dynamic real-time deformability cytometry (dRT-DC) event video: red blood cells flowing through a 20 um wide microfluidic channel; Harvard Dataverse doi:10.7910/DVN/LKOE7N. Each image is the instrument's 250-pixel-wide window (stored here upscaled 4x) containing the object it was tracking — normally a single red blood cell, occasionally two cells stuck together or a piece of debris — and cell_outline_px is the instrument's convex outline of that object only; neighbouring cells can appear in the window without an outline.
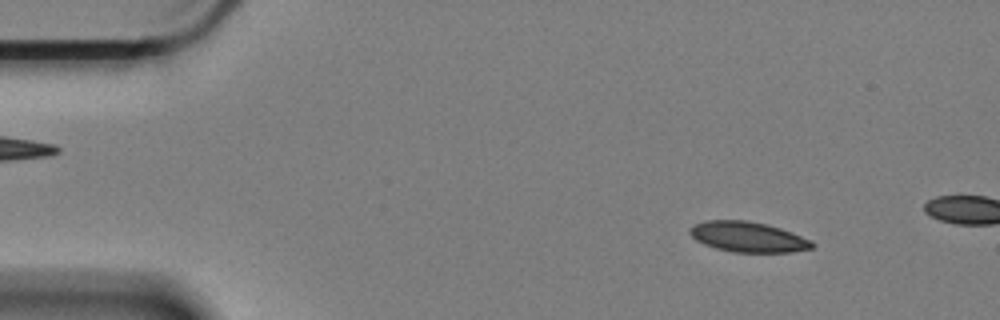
{"species": "Egyptian fruit bat (a non-hibernating species)", "species_latin": "Rousettus aegyptiacus", "temperature_condition": "cold", "stored_images_in_passage": 16, "camera_frame_rate_fps": 3000, "um_per_image_px": 0.085, "animal": {"sex": "female"}, "frame": {"image": 1, "passage_image": 7, "time_ms": 2.0, "image_size_px": [1000, 320], "cell_outline_px": [[816, 244], [812, 248], [792, 252], [732, 252], [716, 248], [704, 244], [696, 240], [688, 232], [688, 228], [692, 224], [704, 220], [744, 220], [768, 224], [780, 228], [812, 240]], "centroid_in_image_um": [63.55, 20.13], "position_along_channel_um": 21.4, "area_um2": 21.79}}